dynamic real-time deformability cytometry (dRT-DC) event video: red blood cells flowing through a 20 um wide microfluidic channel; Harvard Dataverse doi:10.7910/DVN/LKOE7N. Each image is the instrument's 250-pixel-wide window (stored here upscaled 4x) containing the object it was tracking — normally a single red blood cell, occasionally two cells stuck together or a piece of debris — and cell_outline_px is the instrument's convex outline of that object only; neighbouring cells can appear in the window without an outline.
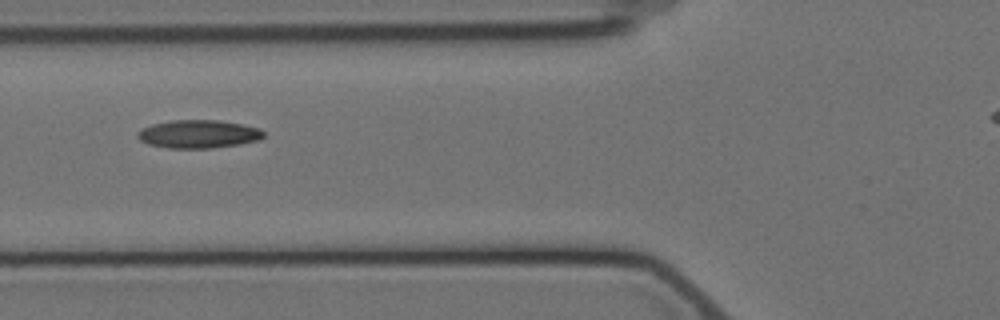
{"species": "Egyptian fruit bat (a non-hibernating species)", "species_latin": "Rousettus aegyptiacus", "temperature_condition": "cold", "stored_images_in_passage": 11, "camera_frame_rate_fps": 3000, "um_per_image_px": 0.085, "animal": {"sex": "female"}, "frame": {"image": 1, "passage_image": 3, "time_ms": 2.333, "image_size_px": [1000, 320], "cell_outline_px": [[264, 136], [260, 140], [240, 144], [212, 148], [168, 148], [148, 144], [140, 140], [136, 136], [144, 128], [152, 124], [172, 120], [220, 120], [260, 128], [264, 132]], "centroid_in_image_um": [16.9, 11.4], "position_along_channel_um": 108.9, "area_um2": 20.63}}
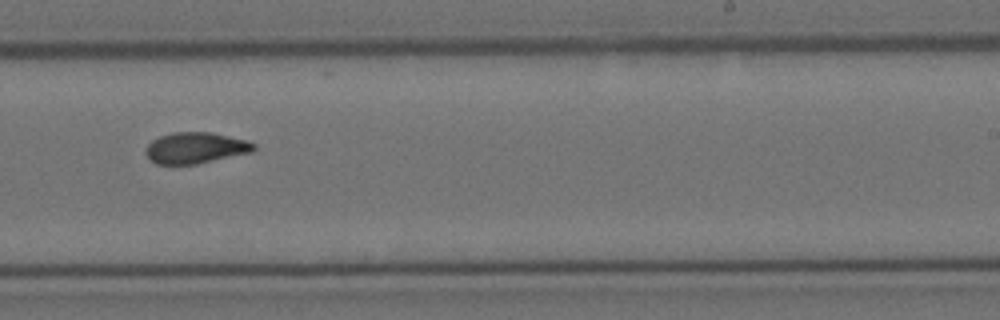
{"frame": {"image": 2, "passage_image": 7, "time_ms": 7.0, "image_size_px": [1000, 320], "cell_outline_px": [[256, 148], [252, 152], [196, 164], [156, 164], [144, 152], [144, 148], [152, 140], [160, 136], [172, 132], [212, 132], [248, 140], [256, 144]], "centroid_in_image_um": [16.63, 12.56], "position_along_channel_um": 272.4, "area_um2": 19.71}}
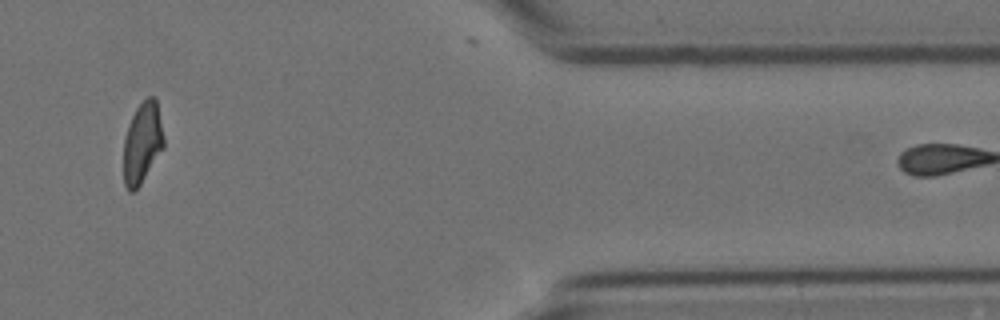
{"frame": {"image": 3, "passage_image": 10, "time_ms": 11.667, "image_size_px": [1000, 320], "cell_outline_px": [[164, 148], [140, 184], [132, 192], [128, 192], [124, 184], [124, 140], [128, 124], [136, 108], [148, 96], [156, 96], [164, 136]], "centroid_in_image_um": [12.11, 12.12], "position_along_channel_um": 399.3, "area_um2": 19.02}, "authors_computed_cell_mechanics": {"area_um2": 19.7098, "velocity_mm_per_s": 3.5145, "shape_relaxation_time_tau1_ms": 6.7198, "shape_relaxation_time_tau2_ms": 2.2057, "deformation_change_tau1": 0.1253, "deformation_change_tau2": 0.0608}}